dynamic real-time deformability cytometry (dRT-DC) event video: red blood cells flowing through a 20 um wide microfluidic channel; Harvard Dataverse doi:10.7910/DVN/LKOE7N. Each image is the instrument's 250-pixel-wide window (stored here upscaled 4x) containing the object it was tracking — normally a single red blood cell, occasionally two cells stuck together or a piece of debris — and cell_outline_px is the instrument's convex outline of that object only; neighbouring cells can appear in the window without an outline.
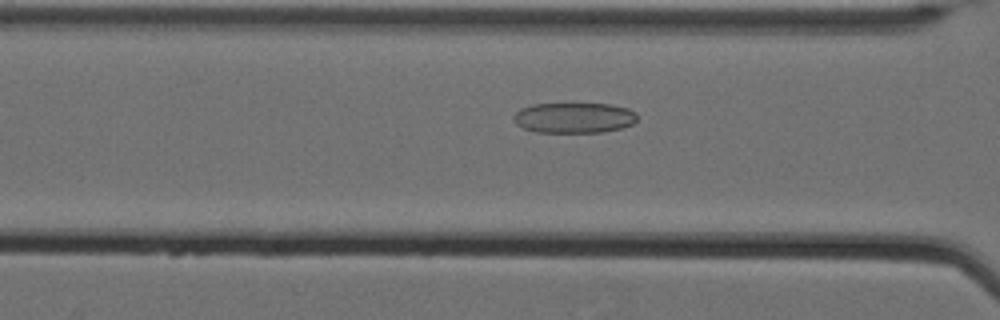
{"species": "Egyptian fruit bat (a non-hibernating species)", "species_latin": "Rousettus aegyptiacus", "temperature_condition": "cold", "stored_images_in_passage": 47, "camera_frame_rate_fps": 3000, "um_per_image_px": 0.085, "animal": {"sex": "female"}, "frame": {"image": 1, "passage_image": 14, "time_ms": 4.333, "image_size_px": [1000, 320], "cell_outline_px": [[636, 120], [632, 124], [620, 128], [604, 132], [536, 132], [524, 128], [516, 124], [512, 116], [520, 108], [532, 104], [612, 104], [628, 108], [636, 112]], "centroid_in_image_um": [48.78, 10.0], "position_along_channel_um": 117.8, "area_um2": 21.96}}
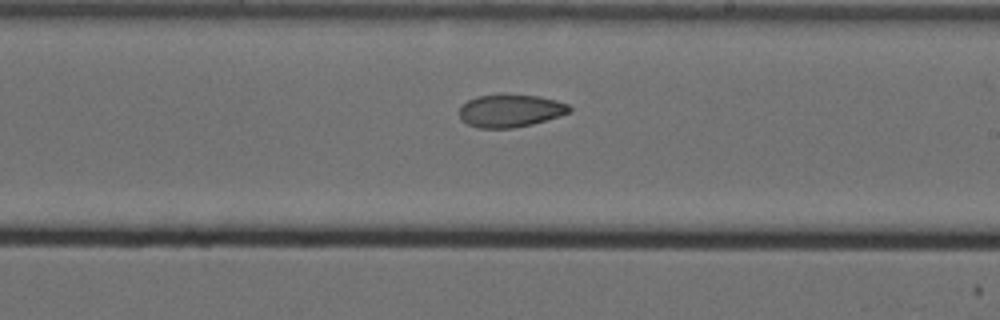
{"frame": {"image": 2, "passage_image": 25, "time_ms": 8.0, "image_size_px": [1000, 320], "cell_outline_px": [[572, 108], [568, 112], [560, 116], [532, 124], [512, 128], [476, 128], [460, 120], [460, 108], [468, 100], [476, 96], [504, 92], [540, 96], [556, 100], [568, 104]], "centroid_in_image_um": [43.36, 9.38], "position_along_channel_um": 245.6, "area_um2": 21.5}}
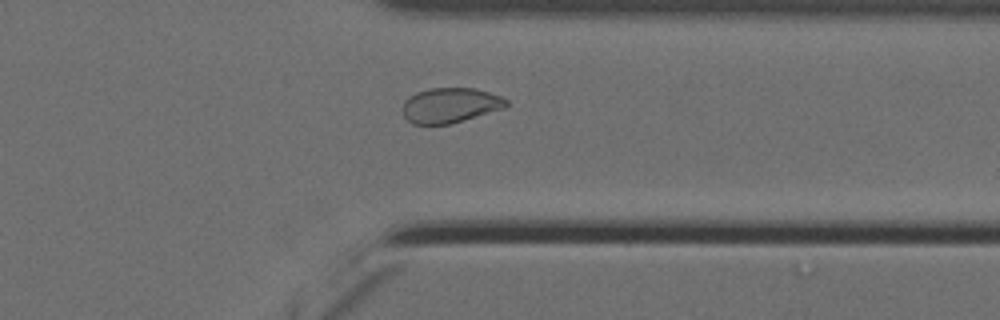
{"frame": {"image": 3, "passage_image": 36, "time_ms": 11.667, "image_size_px": [1000, 320], "cell_outline_px": [[508, 104], [504, 108], [452, 124], [412, 124], [404, 116], [404, 100], [408, 96], [416, 92], [428, 88], [476, 88], [500, 96], [508, 100]], "centroid_in_image_um": [38.26, 8.94], "position_along_channel_um": 373.1, "area_um2": 21.21}, "authors_computed_cell_mechanics": {"area_um2": 21.8484, "velocity_mm_per_s": 3.4802, "shape_relaxation_time_tau1_ms": null, "shape_relaxation_time_tau2_ms": 10.9331, "deformation_change_tau1": null, "deformation_change_tau2": 0.1198}}